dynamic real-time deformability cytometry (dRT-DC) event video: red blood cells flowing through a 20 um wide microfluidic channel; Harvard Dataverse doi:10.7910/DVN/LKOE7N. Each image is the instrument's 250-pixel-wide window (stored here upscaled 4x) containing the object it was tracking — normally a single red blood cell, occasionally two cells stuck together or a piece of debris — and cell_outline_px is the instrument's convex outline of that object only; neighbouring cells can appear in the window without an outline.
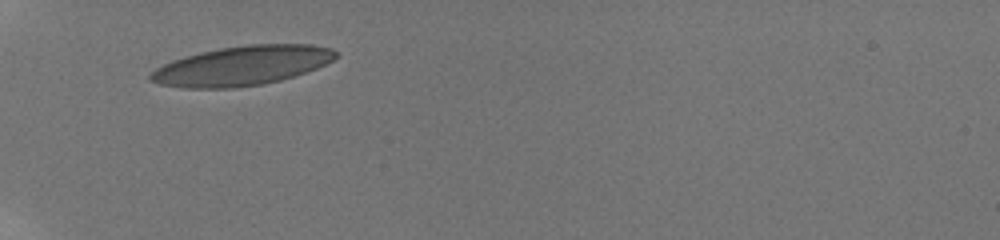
{"species": "human", "species_latin": "Homo sapiens", "temperature_condition": "room temperature", "stored_images_in_passage": 40, "camera_frame_rate_fps": 3000, "um_per_image_px": 0.085, "donor": {"sex": "male"}, "frame": {"image": 1, "passage_image": 1, "time_ms": 0.0, "image_size_px": [1000, 240], "cell_outline_px": [[336, 56], [332, 60], [316, 68], [280, 80], [264, 84], [232, 88], [184, 88], [160, 84], [148, 80], [148, 76], [156, 68], [172, 60], [184, 56], [200, 52], [220, 48], [252, 44], [312, 44], [332, 48], [336, 52]], "centroid_in_image_um": [20.53, 5.58], "position_along_channel_um": 64.5, "area_um2": 42.37}}
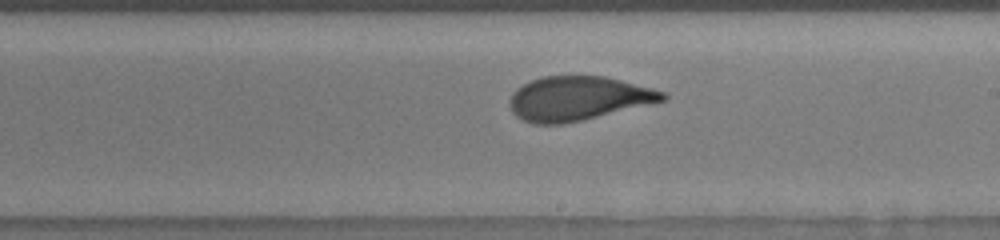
{"frame": {"image": 2, "passage_image": 24, "time_ms": 5.0, "image_size_px": [1000, 240], "cell_outline_px": [[668, 96], [664, 100], [580, 120], [560, 124], [532, 124], [516, 116], [512, 112], [508, 104], [512, 92], [516, 88], [532, 80], [544, 76], [604, 76], [668, 92]], "centroid_in_image_um": [49.09, 8.36], "position_along_channel_um": 239.9, "area_um2": 38.9}}
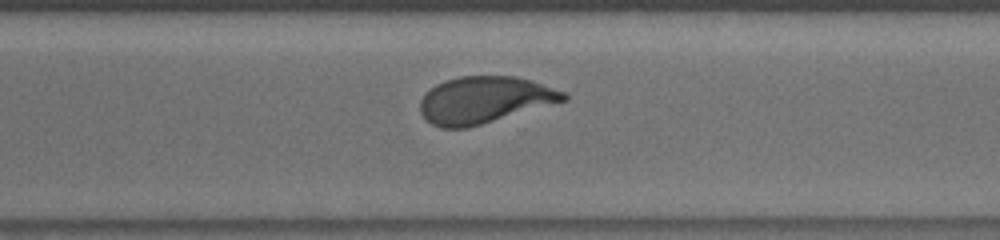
{"frame": {"image": 3, "passage_image": 36, "time_ms": 7.333, "image_size_px": [1000, 240], "cell_outline_px": [[568, 100], [468, 128], [440, 128], [432, 124], [420, 112], [420, 100], [436, 84], [444, 80], [460, 76], [516, 76], [532, 80], [564, 92], [568, 96]], "centroid_in_image_um": [41.19, 8.49], "position_along_channel_um": 329.4, "area_um2": 39.02}}